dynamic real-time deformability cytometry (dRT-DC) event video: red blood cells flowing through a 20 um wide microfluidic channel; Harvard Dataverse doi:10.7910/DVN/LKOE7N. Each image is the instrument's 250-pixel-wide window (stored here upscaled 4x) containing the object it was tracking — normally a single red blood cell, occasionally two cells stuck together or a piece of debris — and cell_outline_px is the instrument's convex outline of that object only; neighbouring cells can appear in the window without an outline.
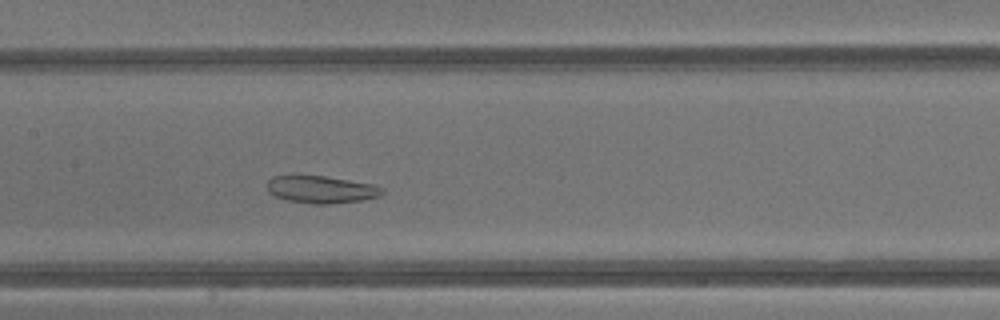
{"species": "common noctule bat (a hibernating species)", "species_latin": "Nyctalus noctula", "temperature_condition": "warm", "stored_images_in_passage": 39, "camera_frame_rate_fps": 3000, "um_per_image_px": 0.085, "animal": {"sex": "male", "body_mass_g": 13.3}, "frame": {"image": 1, "passage_image": 17, "time_ms": 5.333, "image_size_px": [1000, 320], "cell_outline_px": [[384, 192], [380, 196], [360, 200], [328, 204], [316, 204], [284, 200], [272, 196], [268, 192], [268, 180], [272, 176], [292, 172], [324, 176], [372, 184], [384, 188]], "centroid_in_image_um": [27.19, 16.06], "position_along_channel_um": 180.2, "area_um2": 19.02}}
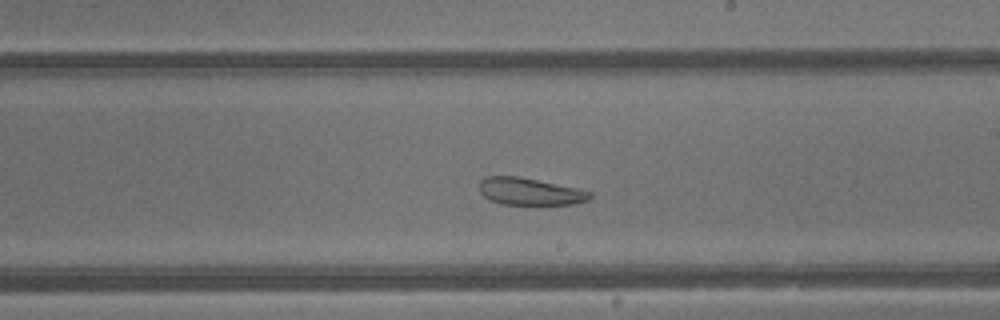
{"frame": {"image": 2, "passage_image": 21, "time_ms": 6.667, "image_size_px": [1000, 320], "cell_outline_px": [[592, 196], [588, 200], [572, 204], [500, 204], [484, 196], [480, 192], [480, 180], [484, 176], [516, 176], [576, 188], [592, 192]], "centroid_in_image_um": [45.02, 16.28], "position_along_channel_um": 244.0, "area_um2": 17.22}}
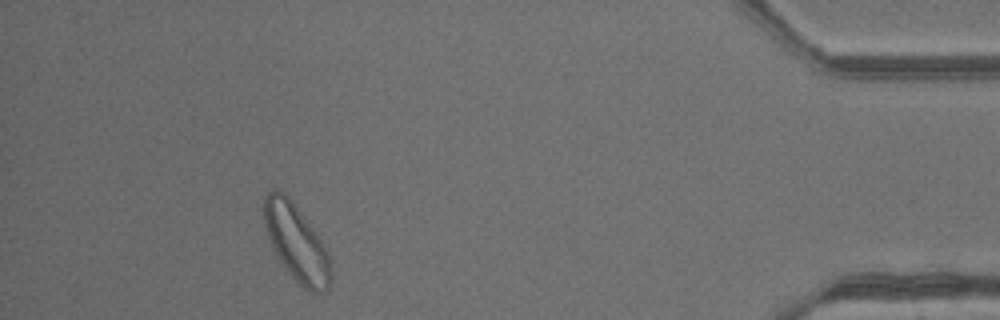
{"frame": {"image": 3, "passage_image": 35, "time_ms": 11.333, "image_size_px": [1000, 320], "cell_outline_px": [[332, 276], [328, 288], [324, 292], [312, 292], [304, 288], [288, 272], [276, 256], [272, 248], [264, 224], [264, 196], [268, 192], [276, 188], [284, 192], [288, 196], [312, 228], [320, 240], [328, 256], [332, 272]], "centroid_in_image_um": [25.17, 20.64], "position_along_channel_um": 410.0, "area_um2": 29.36}, "authors_computed_cell_mechanics": {"area_um2": 25.8944, "velocity_mm_per_s": 4.8221, "shape_relaxation_time_tau1_ms": null, "shape_relaxation_time_tau2_ms": 3.0296, "deformation_change_tau1": null, "deformation_change_tau2": 0.1156}}